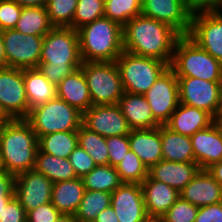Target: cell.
Instances as JSON below:
<instances>
[{
  "instance_id": "6da1fadb",
  "label": "cell",
  "mask_w": 222,
  "mask_h": 222,
  "mask_svg": "<svg viewBox=\"0 0 222 222\" xmlns=\"http://www.w3.org/2000/svg\"><path fill=\"white\" fill-rule=\"evenodd\" d=\"M180 36L168 24L140 14L123 26V49L137 56L159 59L170 66Z\"/></svg>"
},
{
  "instance_id": "7a4b0ae2",
  "label": "cell",
  "mask_w": 222,
  "mask_h": 222,
  "mask_svg": "<svg viewBox=\"0 0 222 222\" xmlns=\"http://www.w3.org/2000/svg\"><path fill=\"white\" fill-rule=\"evenodd\" d=\"M81 65L77 30L70 27H53L44 35L37 68L51 83L58 85Z\"/></svg>"
},
{
  "instance_id": "3957f363",
  "label": "cell",
  "mask_w": 222,
  "mask_h": 222,
  "mask_svg": "<svg viewBox=\"0 0 222 222\" xmlns=\"http://www.w3.org/2000/svg\"><path fill=\"white\" fill-rule=\"evenodd\" d=\"M38 138L25 119H8L0 127V170L19 174L33 170Z\"/></svg>"
},
{
  "instance_id": "277c9868",
  "label": "cell",
  "mask_w": 222,
  "mask_h": 222,
  "mask_svg": "<svg viewBox=\"0 0 222 222\" xmlns=\"http://www.w3.org/2000/svg\"><path fill=\"white\" fill-rule=\"evenodd\" d=\"M77 31L82 62H114L124 51L123 27L105 16Z\"/></svg>"
},
{
  "instance_id": "5b68a950",
  "label": "cell",
  "mask_w": 222,
  "mask_h": 222,
  "mask_svg": "<svg viewBox=\"0 0 222 222\" xmlns=\"http://www.w3.org/2000/svg\"><path fill=\"white\" fill-rule=\"evenodd\" d=\"M176 77H193L210 82H222V64L201 48L188 35L176 41L169 66Z\"/></svg>"
},
{
  "instance_id": "8992f818",
  "label": "cell",
  "mask_w": 222,
  "mask_h": 222,
  "mask_svg": "<svg viewBox=\"0 0 222 222\" xmlns=\"http://www.w3.org/2000/svg\"><path fill=\"white\" fill-rule=\"evenodd\" d=\"M25 120L39 138L55 132H77L82 113L57 97L31 109Z\"/></svg>"
},
{
  "instance_id": "52a82bcc",
  "label": "cell",
  "mask_w": 222,
  "mask_h": 222,
  "mask_svg": "<svg viewBox=\"0 0 222 222\" xmlns=\"http://www.w3.org/2000/svg\"><path fill=\"white\" fill-rule=\"evenodd\" d=\"M124 92L144 95L169 68L159 59L123 51L116 59Z\"/></svg>"
},
{
  "instance_id": "ba28073f",
  "label": "cell",
  "mask_w": 222,
  "mask_h": 222,
  "mask_svg": "<svg viewBox=\"0 0 222 222\" xmlns=\"http://www.w3.org/2000/svg\"><path fill=\"white\" fill-rule=\"evenodd\" d=\"M92 105L118 104L124 94L116 62H82Z\"/></svg>"
},
{
  "instance_id": "9c48e42d",
  "label": "cell",
  "mask_w": 222,
  "mask_h": 222,
  "mask_svg": "<svg viewBox=\"0 0 222 222\" xmlns=\"http://www.w3.org/2000/svg\"><path fill=\"white\" fill-rule=\"evenodd\" d=\"M6 67L37 68L40 63L44 36L25 35L15 29L1 31Z\"/></svg>"
},
{
  "instance_id": "30bf717a",
  "label": "cell",
  "mask_w": 222,
  "mask_h": 222,
  "mask_svg": "<svg viewBox=\"0 0 222 222\" xmlns=\"http://www.w3.org/2000/svg\"><path fill=\"white\" fill-rule=\"evenodd\" d=\"M181 104L193 106L218 117L222 102V82L193 77H177Z\"/></svg>"
},
{
  "instance_id": "8fae6325",
  "label": "cell",
  "mask_w": 222,
  "mask_h": 222,
  "mask_svg": "<svg viewBox=\"0 0 222 222\" xmlns=\"http://www.w3.org/2000/svg\"><path fill=\"white\" fill-rule=\"evenodd\" d=\"M0 110L8 119H25L29 114L23 69L0 68Z\"/></svg>"
},
{
  "instance_id": "7c38bea8",
  "label": "cell",
  "mask_w": 222,
  "mask_h": 222,
  "mask_svg": "<svg viewBox=\"0 0 222 222\" xmlns=\"http://www.w3.org/2000/svg\"><path fill=\"white\" fill-rule=\"evenodd\" d=\"M188 36L222 64V10L192 13Z\"/></svg>"
},
{
  "instance_id": "4fadbf2b",
  "label": "cell",
  "mask_w": 222,
  "mask_h": 222,
  "mask_svg": "<svg viewBox=\"0 0 222 222\" xmlns=\"http://www.w3.org/2000/svg\"><path fill=\"white\" fill-rule=\"evenodd\" d=\"M154 119L165 125L180 104L178 80L169 67L144 94Z\"/></svg>"
},
{
  "instance_id": "5bb4252c",
  "label": "cell",
  "mask_w": 222,
  "mask_h": 222,
  "mask_svg": "<svg viewBox=\"0 0 222 222\" xmlns=\"http://www.w3.org/2000/svg\"><path fill=\"white\" fill-rule=\"evenodd\" d=\"M82 125L105 138L128 136L132 130L117 104L92 105L82 114Z\"/></svg>"
},
{
  "instance_id": "9a60e30c",
  "label": "cell",
  "mask_w": 222,
  "mask_h": 222,
  "mask_svg": "<svg viewBox=\"0 0 222 222\" xmlns=\"http://www.w3.org/2000/svg\"><path fill=\"white\" fill-rule=\"evenodd\" d=\"M141 14L168 24L180 35H188L191 29L192 12L185 0H142Z\"/></svg>"
},
{
  "instance_id": "2e32d148",
  "label": "cell",
  "mask_w": 222,
  "mask_h": 222,
  "mask_svg": "<svg viewBox=\"0 0 222 222\" xmlns=\"http://www.w3.org/2000/svg\"><path fill=\"white\" fill-rule=\"evenodd\" d=\"M53 182L45 175L33 170L16 175L14 196L26 213L51 202Z\"/></svg>"
},
{
  "instance_id": "e0dca14e",
  "label": "cell",
  "mask_w": 222,
  "mask_h": 222,
  "mask_svg": "<svg viewBox=\"0 0 222 222\" xmlns=\"http://www.w3.org/2000/svg\"><path fill=\"white\" fill-rule=\"evenodd\" d=\"M119 222H152L146 213L141 184L123 183L111 193Z\"/></svg>"
},
{
  "instance_id": "ac0fdd59",
  "label": "cell",
  "mask_w": 222,
  "mask_h": 222,
  "mask_svg": "<svg viewBox=\"0 0 222 222\" xmlns=\"http://www.w3.org/2000/svg\"><path fill=\"white\" fill-rule=\"evenodd\" d=\"M195 162L207 170L222 160V125L215 121L190 137Z\"/></svg>"
},
{
  "instance_id": "d6986e66",
  "label": "cell",
  "mask_w": 222,
  "mask_h": 222,
  "mask_svg": "<svg viewBox=\"0 0 222 222\" xmlns=\"http://www.w3.org/2000/svg\"><path fill=\"white\" fill-rule=\"evenodd\" d=\"M146 213L152 222L159 219L180 197V192L166 183L147 176L141 183Z\"/></svg>"
},
{
  "instance_id": "ffe728a7",
  "label": "cell",
  "mask_w": 222,
  "mask_h": 222,
  "mask_svg": "<svg viewBox=\"0 0 222 222\" xmlns=\"http://www.w3.org/2000/svg\"><path fill=\"white\" fill-rule=\"evenodd\" d=\"M180 197L197 207L222 202V186L208 170L200 169L194 178L180 191Z\"/></svg>"
},
{
  "instance_id": "44dd1931",
  "label": "cell",
  "mask_w": 222,
  "mask_h": 222,
  "mask_svg": "<svg viewBox=\"0 0 222 222\" xmlns=\"http://www.w3.org/2000/svg\"><path fill=\"white\" fill-rule=\"evenodd\" d=\"M215 121L207 111L180 103L165 126L175 133L191 137Z\"/></svg>"
},
{
  "instance_id": "7402d4cb",
  "label": "cell",
  "mask_w": 222,
  "mask_h": 222,
  "mask_svg": "<svg viewBox=\"0 0 222 222\" xmlns=\"http://www.w3.org/2000/svg\"><path fill=\"white\" fill-rule=\"evenodd\" d=\"M128 139L130 149L148 169L163 159L161 125L157 128L133 129Z\"/></svg>"
},
{
  "instance_id": "603a6c76",
  "label": "cell",
  "mask_w": 222,
  "mask_h": 222,
  "mask_svg": "<svg viewBox=\"0 0 222 222\" xmlns=\"http://www.w3.org/2000/svg\"><path fill=\"white\" fill-rule=\"evenodd\" d=\"M199 170L200 167L196 162L180 163L162 159L148 169V176L153 180L166 183L180 192Z\"/></svg>"
},
{
  "instance_id": "cb8c5ba5",
  "label": "cell",
  "mask_w": 222,
  "mask_h": 222,
  "mask_svg": "<svg viewBox=\"0 0 222 222\" xmlns=\"http://www.w3.org/2000/svg\"><path fill=\"white\" fill-rule=\"evenodd\" d=\"M57 97L76 108L82 114L92 106L88 84L81 68L67 75L57 85Z\"/></svg>"
},
{
  "instance_id": "d4e9b609",
  "label": "cell",
  "mask_w": 222,
  "mask_h": 222,
  "mask_svg": "<svg viewBox=\"0 0 222 222\" xmlns=\"http://www.w3.org/2000/svg\"><path fill=\"white\" fill-rule=\"evenodd\" d=\"M117 105L132 130L157 128L160 126L154 119L144 95L124 92Z\"/></svg>"
},
{
  "instance_id": "484cf974",
  "label": "cell",
  "mask_w": 222,
  "mask_h": 222,
  "mask_svg": "<svg viewBox=\"0 0 222 222\" xmlns=\"http://www.w3.org/2000/svg\"><path fill=\"white\" fill-rule=\"evenodd\" d=\"M82 178L53 183L51 202L61 214L74 215L85 193Z\"/></svg>"
},
{
  "instance_id": "4316f807",
  "label": "cell",
  "mask_w": 222,
  "mask_h": 222,
  "mask_svg": "<svg viewBox=\"0 0 222 222\" xmlns=\"http://www.w3.org/2000/svg\"><path fill=\"white\" fill-rule=\"evenodd\" d=\"M29 111L57 98V85L51 83L38 68L23 69Z\"/></svg>"
},
{
  "instance_id": "83f0119b",
  "label": "cell",
  "mask_w": 222,
  "mask_h": 222,
  "mask_svg": "<svg viewBox=\"0 0 222 222\" xmlns=\"http://www.w3.org/2000/svg\"><path fill=\"white\" fill-rule=\"evenodd\" d=\"M161 143L163 160L180 163L195 162L189 136L175 133L165 125H161Z\"/></svg>"
},
{
  "instance_id": "f1b7e54d",
  "label": "cell",
  "mask_w": 222,
  "mask_h": 222,
  "mask_svg": "<svg viewBox=\"0 0 222 222\" xmlns=\"http://www.w3.org/2000/svg\"><path fill=\"white\" fill-rule=\"evenodd\" d=\"M34 170L45 175L53 183L77 178L68 158L46 154L39 149L36 154Z\"/></svg>"
},
{
  "instance_id": "f546056e",
  "label": "cell",
  "mask_w": 222,
  "mask_h": 222,
  "mask_svg": "<svg viewBox=\"0 0 222 222\" xmlns=\"http://www.w3.org/2000/svg\"><path fill=\"white\" fill-rule=\"evenodd\" d=\"M53 27L45 7H25L14 29L25 35L44 36Z\"/></svg>"
},
{
  "instance_id": "4dcf8cb0",
  "label": "cell",
  "mask_w": 222,
  "mask_h": 222,
  "mask_svg": "<svg viewBox=\"0 0 222 222\" xmlns=\"http://www.w3.org/2000/svg\"><path fill=\"white\" fill-rule=\"evenodd\" d=\"M77 145V132H55L38 138V149L41 152L61 158H69Z\"/></svg>"
},
{
  "instance_id": "1f68e13d",
  "label": "cell",
  "mask_w": 222,
  "mask_h": 222,
  "mask_svg": "<svg viewBox=\"0 0 222 222\" xmlns=\"http://www.w3.org/2000/svg\"><path fill=\"white\" fill-rule=\"evenodd\" d=\"M85 190L104 191L112 193L123 182L116 167L108 165H96L88 174L82 177Z\"/></svg>"
},
{
  "instance_id": "d6a6232c",
  "label": "cell",
  "mask_w": 222,
  "mask_h": 222,
  "mask_svg": "<svg viewBox=\"0 0 222 222\" xmlns=\"http://www.w3.org/2000/svg\"><path fill=\"white\" fill-rule=\"evenodd\" d=\"M110 205L111 193L86 190L74 216L78 222H92Z\"/></svg>"
},
{
  "instance_id": "836d02e7",
  "label": "cell",
  "mask_w": 222,
  "mask_h": 222,
  "mask_svg": "<svg viewBox=\"0 0 222 222\" xmlns=\"http://www.w3.org/2000/svg\"><path fill=\"white\" fill-rule=\"evenodd\" d=\"M78 144L93 158L96 165H108L106 138L81 125L77 131Z\"/></svg>"
},
{
  "instance_id": "e575fe53",
  "label": "cell",
  "mask_w": 222,
  "mask_h": 222,
  "mask_svg": "<svg viewBox=\"0 0 222 222\" xmlns=\"http://www.w3.org/2000/svg\"><path fill=\"white\" fill-rule=\"evenodd\" d=\"M142 0H105L104 16L122 27L132 18L141 14Z\"/></svg>"
},
{
  "instance_id": "d590c367",
  "label": "cell",
  "mask_w": 222,
  "mask_h": 222,
  "mask_svg": "<svg viewBox=\"0 0 222 222\" xmlns=\"http://www.w3.org/2000/svg\"><path fill=\"white\" fill-rule=\"evenodd\" d=\"M116 170L123 183L141 184L148 176V168L131 149L121 159Z\"/></svg>"
},
{
  "instance_id": "8d00e7d4",
  "label": "cell",
  "mask_w": 222,
  "mask_h": 222,
  "mask_svg": "<svg viewBox=\"0 0 222 222\" xmlns=\"http://www.w3.org/2000/svg\"><path fill=\"white\" fill-rule=\"evenodd\" d=\"M78 0H48L45 6L50 23L54 27L72 24Z\"/></svg>"
},
{
  "instance_id": "74e56055",
  "label": "cell",
  "mask_w": 222,
  "mask_h": 222,
  "mask_svg": "<svg viewBox=\"0 0 222 222\" xmlns=\"http://www.w3.org/2000/svg\"><path fill=\"white\" fill-rule=\"evenodd\" d=\"M105 0H78L72 24L69 26L78 30L96 19L104 17Z\"/></svg>"
},
{
  "instance_id": "f35d334b",
  "label": "cell",
  "mask_w": 222,
  "mask_h": 222,
  "mask_svg": "<svg viewBox=\"0 0 222 222\" xmlns=\"http://www.w3.org/2000/svg\"><path fill=\"white\" fill-rule=\"evenodd\" d=\"M199 207L179 197L158 222H194Z\"/></svg>"
},
{
  "instance_id": "ab89813d",
  "label": "cell",
  "mask_w": 222,
  "mask_h": 222,
  "mask_svg": "<svg viewBox=\"0 0 222 222\" xmlns=\"http://www.w3.org/2000/svg\"><path fill=\"white\" fill-rule=\"evenodd\" d=\"M22 7L13 0H0V31L14 29Z\"/></svg>"
},
{
  "instance_id": "60d3db41",
  "label": "cell",
  "mask_w": 222,
  "mask_h": 222,
  "mask_svg": "<svg viewBox=\"0 0 222 222\" xmlns=\"http://www.w3.org/2000/svg\"><path fill=\"white\" fill-rule=\"evenodd\" d=\"M108 147L109 164L116 167L125 154L130 150L128 136L106 137Z\"/></svg>"
},
{
  "instance_id": "b9f144b4",
  "label": "cell",
  "mask_w": 222,
  "mask_h": 222,
  "mask_svg": "<svg viewBox=\"0 0 222 222\" xmlns=\"http://www.w3.org/2000/svg\"><path fill=\"white\" fill-rule=\"evenodd\" d=\"M68 159L77 177L80 178L88 174L96 166L93 158L79 144Z\"/></svg>"
},
{
  "instance_id": "7bdbcfd3",
  "label": "cell",
  "mask_w": 222,
  "mask_h": 222,
  "mask_svg": "<svg viewBox=\"0 0 222 222\" xmlns=\"http://www.w3.org/2000/svg\"><path fill=\"white\" fill-rule=\"evenodd\" d=\"M60 215L58 209L49 202L27 212L26 222H56Z\"/></svg>"
},
{
  "instance_id": "ee69618b",
  "label": "cell",
  "mask_w": 222,
  "mask_h": 222,
  "mask_svg": "<svg viewBox=\"0 0 222 222\" xmlns=\"http://www.w3.org/2000/svg\"><path fill=\"white\" fill-rule=\"evenodd\" d=\"M27 213L18 199L13 196L0 213V222H26Z\"/></svg>"
},
{
  "instance_id": "f6af8a7d",
  "label": "cell",
  "mask_w": 222,
  "mask_h": 222,
  "mask_svg": "<svg viewBox=\"0 0 222 222\" xmlns=\"http://www.w3.org/2000/svg\"><path fill=\"white\" fill-rule=\"evenodd\" d=\"M16 175L0 170V213L14 196Z\"/></svg>"
},
{
  "instance_id": "bcb514c9",
  "label": "cell",
  "mask_w": 222,
  "mask_h": 222,
  "mask_svg": "<svg viewBox=\"0 0 222 222\" xmlns=\"http://www.w3.org/2000/svg\"><path fill=\"white\" fill-rule=\"evenodd\" d=\"M194 222H222V202L199 207Z\"/></svg>"
},
{
  "instance_id": "7dc6e473",
  "label": "cell",
  "mask_w": 222,
  "mask_h": 222,
  "mask_svg": "<svg viewBox=\"0 0 222 222\" xmlns=\"http://www.w3.org/2000/svg\"><path fill=\"white\" fill-rule=\"evenodd\" d=\"M185 4L192 13L222 10V0H185Z\"/></svg>"
},
{
  "instance_id": "c3c4849f",
  "label": "cell",
  "mask_w": 222,
  "mask_h": 222,
  "mask_svg": "<svg viewBox=\"0 0 222 222\" xmlns=\"http://www.w3.org/2000/svg\"><path fill=\"white\" fill-rule=\"evenodd\" d=\"M94 222H119V221L113 207L110 205L97 215Z\"/></svg>"
},
{
  "instance_id": "681fc988",
  "label": "cell",
  "mask_w": 222,
  "mask_h": 222,
  "mask_svg": "<svg viewBox=\"0 0 222 222\" xmlns=\"http://www.w3.org/2000/svg\"><path fill=\"white\" fill-rule=\"evenodd\" d=\"M207 170L213 176V178L222 186V160L212 165Z\"/></svg>"
},
{
  "instance_id": "f907efd6",
  "label": "cell",
  "mask_w": 222,
  "mask_h": 222,
  "mask_svg": "<svg viewBox=\"0 0 222 222\" xmlns=\"http://www.w3.org/2000/svg\"><path fill=\"white\" fill-rule=\"evenodd\" d=\"M22 8L25 7H45L48 0H13Z\"/></svg>"
},
{
  "instance_id": "816d5d0a",
  "label": "cell",
  "mask_w": 222,
  "mask_h": 222,
  "mask_svg": "<svg viewBox=\"0 0 222 222\" xmlns=\"http://www.w3.org/2000/svg\"><path fill=\"white\" fill-rule=\"evenodd\" d=\"M2 67H6V56H5L4 44H3L1 31H0V68Z\"/></svg>"
},
{
  "instance_id": "f5cc1de1",
  "label": "cell",
  "mask_w": 222,
  "mask_h": 222,
  "mask_svg": "<svg viewBox=\"0 0 222 222\" xmlns=\"http://www.w3.org/2000/svg\"><path fill=\"white\" fill-rule=\"evenodd\" d=\"M56 222H78L74 215L61 214Z\"/></svg>"
},
{
  "instance_id": "db71d44e",
  "label": "cell",
  "mask_w": 222,
  "mask_h": 222,
  "mask_svg": "<svg viewBox=\"0 0 222 222\" xmlns=\"http://www.w3.org/2000/svg\"><path fill=\"white\" fill-rule=\"evenodd\" d=\"M8 118L4 115V113L0 110V126H2Z\"/></svg>"
},
{
  "instance_id": "11a10c76",
  "label": "cell",
  "mask_w": 222,
  "mask_h": 222,
  "mask_svg": "<svg viewBox=\"0 0 222 222\" xmlns=\"http://www.w3.org/2000/svg\"><path fill=\"white\" fill-rule=\"evenodd\" d=\"M216 121L222 125V102H221V109H220L218 117L216 118Z\"/></svg>"
}]
</instances>
